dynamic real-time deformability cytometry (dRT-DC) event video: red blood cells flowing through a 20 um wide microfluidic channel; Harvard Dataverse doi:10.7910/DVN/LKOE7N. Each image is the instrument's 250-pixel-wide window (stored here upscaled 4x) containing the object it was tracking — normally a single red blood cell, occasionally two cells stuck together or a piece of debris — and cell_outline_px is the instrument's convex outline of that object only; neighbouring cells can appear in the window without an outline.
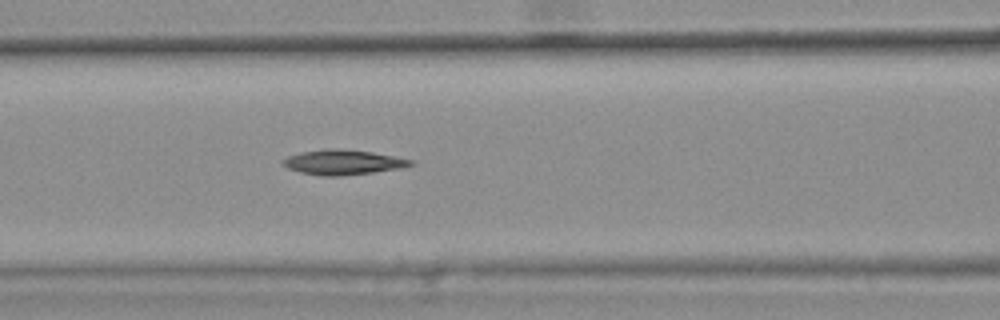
{"species": "common noctule bat (a hibernating species)", "species_latin": "Nyctalus noctula", "temperature_condition": "warm", "stored_images_in_passage": 6, "camera_frame_rate_fps": 3000, "um_per_image_px": 0.085, "animal": {"sex": "female", "body_mass_g": 25.1}, "frame": {"image": 1, "passage_image": 6, "time_ms": 1.667, "image_size_px": [1000, 320], "cell_outline_px": [[416, 164], [404, 168], [340, 176], [324, 176], [300, 172], [288, 168], [280, 160], [288, 156], [300, 152], [332, 148], [372, 152], [412, 160]], "centroid_in_image_um": [29.16, 13.79], "position_along_channel_um": 137.4, "area_um2": 18.38}}